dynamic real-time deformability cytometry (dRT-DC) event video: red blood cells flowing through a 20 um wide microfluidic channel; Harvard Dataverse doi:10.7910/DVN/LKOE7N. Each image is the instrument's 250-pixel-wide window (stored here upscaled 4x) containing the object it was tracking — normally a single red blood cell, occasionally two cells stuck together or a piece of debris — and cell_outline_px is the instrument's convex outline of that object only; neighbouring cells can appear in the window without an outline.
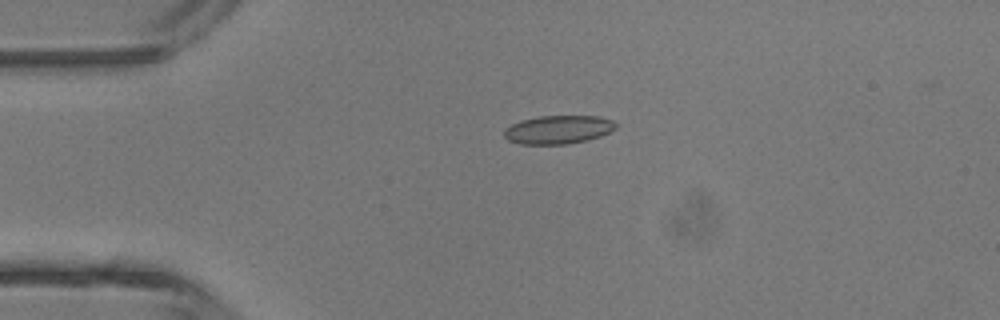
{"species": "common noctule bat (a hibernating species)", "species_latin": "Nyctalus noctula", "temperature_condition": "room temperature", "stored_images_in_passage": 4, "camera_frame_rate_fps": 3000, "um_per_image_px": 0.085, "animal": {"sex": "male", "body_mass_g": 13.3}, "frame": {"image": 1, "passage_image": 3, "time_ms": 2.333, "image_size_px": [1000, 320], "cell_outline_px": [[620, 124], [616, 128], [600, 136], [588, 140], [568, 144], [520, 144], [508, 140], [504, 136], [504, 128], [520, 120], [540, 116], [600, 116], [612, 120]], "centroid_in_image_um": [47.46, 11.01], "position_along_channel_um": 37.5, "area_um2": 18.67}}